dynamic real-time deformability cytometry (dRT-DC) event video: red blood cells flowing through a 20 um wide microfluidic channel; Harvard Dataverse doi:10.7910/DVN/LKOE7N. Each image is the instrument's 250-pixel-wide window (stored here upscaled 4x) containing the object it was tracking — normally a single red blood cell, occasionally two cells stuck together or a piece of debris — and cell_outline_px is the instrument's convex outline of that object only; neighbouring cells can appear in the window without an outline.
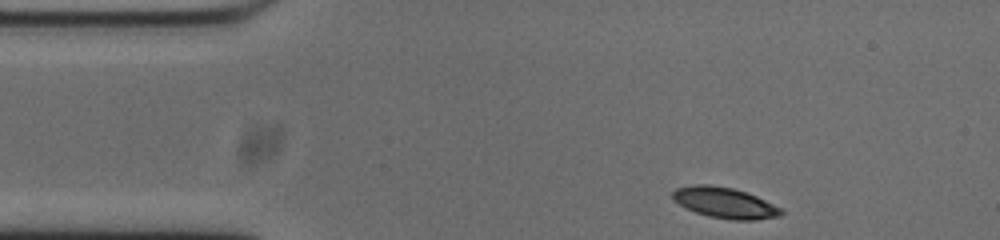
{"species": "common noctule bat (a hibernating species)", "species_latin": "Nyctalus noctula", "temperature_condition": "cold", "stored_images_in_passage": 47, "camera_frame_rate_fps": 3000, "um_per_image_px": 0.085, "animal": {"sex": "male", "body_mass_g": 20.0, "forearm_length_mm": 53.3}, "frame": {"image": 1, "passage_image": 1, "time_ms": 0.0, "image_size_px": [1000, 240], "cell_outline_px": [[784, 212], [780, 216], [756, 220], [732, 220], [708, 216], [696, 212], [672, 200], [672, 192], [676, 188], [692, 184], [708, 184], [732, 188], [756, 196], [780, 208]], "centroid_in_image_um": [61.58, 17.23], "position_along_channel_um": 23.4, "area_um2": 19.31}}
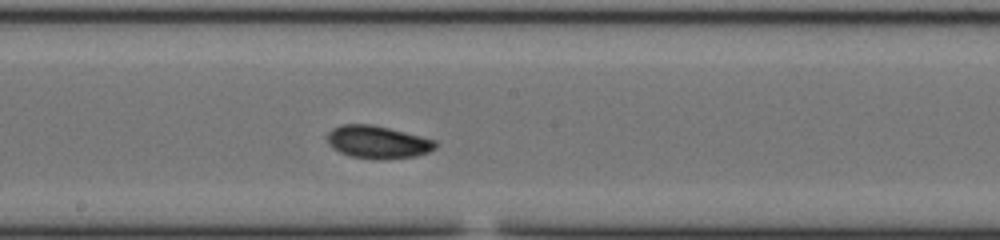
{"frame": {"image": 2, "passage_image": 21, "time_ms": 6.667, "image_size_px": [1000, 240], "cell_outline_px": [[436, 148], [428, 152], [416, 156], [384, 160], [348, 156], [332, 148], [328, 144], [328, 132], [332, 128], [340, 124], [372, 124], [436, 140]], "centroid_in_image_um": [32.08, 12.08], "position_along_channel_um": 216.1, "area_um2": 20.69}}
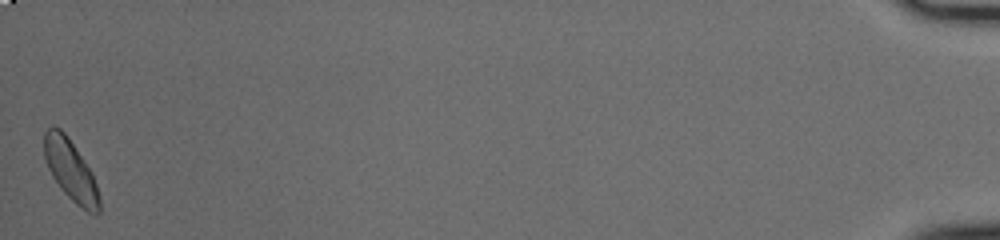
{"frame": {"image": 3, "passage_image": 47, "time_ms": 15.333, "image_size_px": [1000, 240], "cell_outline_px": [[100, 212], [96, 216], [88, 212], [76, 204], [60, 188], [52, 176], [48, 168], [44, 156], [44, 132], [52, 124], [60, 128], [68, 136], [92, 172], [100, 196]], "centroid_in_image_um": [6.01, 14.47], "position_along_channel_um": 429.2, "area_um2": 19.77}, "authors_computed_cell_mechanics": {"area_um2": 19.363, "velocity_mm_per_s": 3.7224, "shape_relaxation_time_tau1_ms": 2.3794, "shape_relaxation_time_tau2_ms": null, "deformation_change_tau1": 0.0816, "deformation_change_tau2": null}}